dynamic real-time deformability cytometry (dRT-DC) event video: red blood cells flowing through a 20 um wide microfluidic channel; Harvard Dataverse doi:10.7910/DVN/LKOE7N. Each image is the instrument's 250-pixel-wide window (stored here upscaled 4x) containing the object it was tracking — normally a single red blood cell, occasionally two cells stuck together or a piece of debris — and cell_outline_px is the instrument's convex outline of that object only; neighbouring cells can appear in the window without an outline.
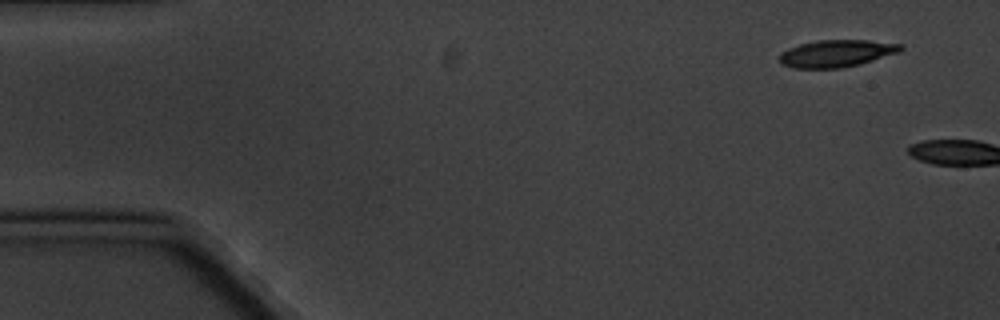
{"species": "common noctule bat (a hibernating species)", "species_latin": "Nyctalus noctula", "temperature_condition": "cold", "stored_images_in_passage": 2, "camera_frame_rate_fps": 3000, "um_per_image_px": 0.085, "animal": {"sex": "male", "body_mass_g": 20.1, "forearm_length_mm": 53.5}, "frame": {"image": 1, "passage_image": 1, "time_ms": 0.0, "image_size_px": [1000, 320], "cell_outline_px": [[904, 48], [900, 52], [860, 64], [840, 68], [792, 68], [784, 64], [780, 60], [780, 52], [788, 48], [800, 44], [816, 40], [868, 40], [904, 44]], "centroid_in_image_um": [71.14, 4.53], "position_along_channel_um": 13.9, "area_um2": 19.25}}